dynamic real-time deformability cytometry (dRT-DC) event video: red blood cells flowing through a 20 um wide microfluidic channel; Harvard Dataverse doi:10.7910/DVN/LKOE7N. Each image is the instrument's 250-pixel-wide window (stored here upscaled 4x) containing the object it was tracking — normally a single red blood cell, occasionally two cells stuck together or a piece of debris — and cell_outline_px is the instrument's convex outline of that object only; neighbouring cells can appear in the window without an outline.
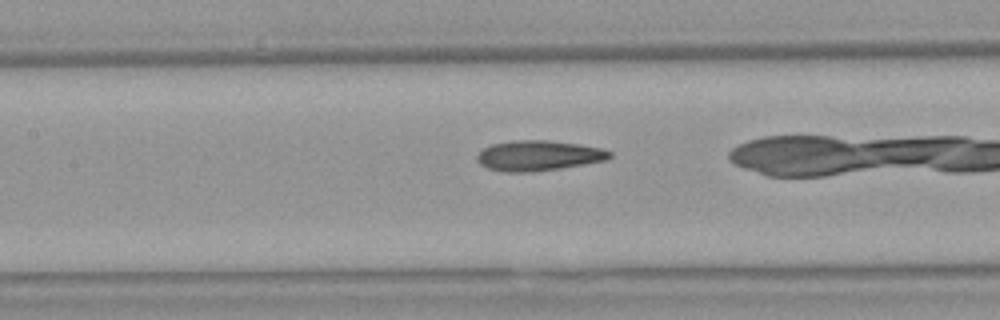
{"species": "Egyptian fruit bat (a non-hibernating species)", "species_latin": "Rousettus aegyptiacus", "temperature_condition": "warm", "stored_images_in_passage": 30, "camera_frame_rate_fps": 3000, "um_per_image_px": 0.085, "animal": {"sex": "female"}, "frame": {"image": 1, "passage_image": 13, "time_ms": 4.0, "image_size_px": [1000, 320], "cell_outline_px": [[612, 156], [608, 160], [560, 168], [532, 172], [504, 172], [488, 168], [480, 164], [476, 160], [476, 156], [484, 148], [492, 144], [512, 140], [548, 140], [576, 144], [600, 148], [612, 152]], "centroid_in_image_um": [45.76, 13.23], "position_along_channel_um": 161.6, "area_um2": 23.35}}
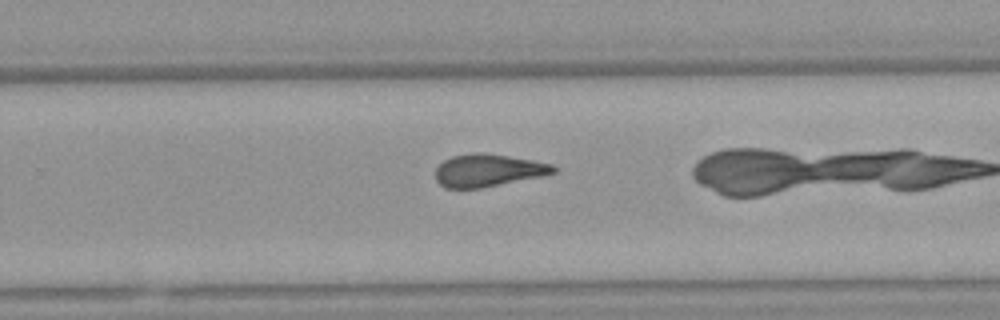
{"frame": {"image": 2, "passage_image": 23, "time_ms": 7.333, "image_size_px": [1000, 320], "cell_outline_px": [[556, 172], [540, 176], [484, 188], [444, 188], [436, 180], [436, 168], [444, 160], [452, 156], [476, 152], [480, 152], [508, 156], [532, 160], [552, 164], [556, 168]], "centroid_in_image_um": [41.46, 14.49], "position_along_channel_um": 288.3, "area_um2": 22.25}}
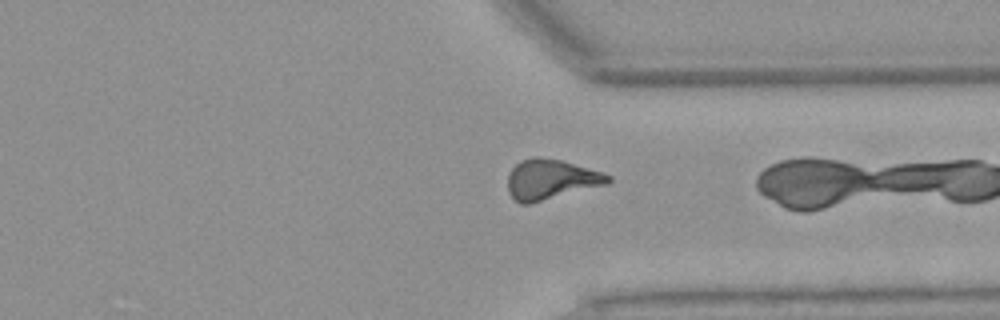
{"frame": {"image": 3, "passage_image": 29, "time_ms": 9.333, "image_size_px": [1000, 320], "cell_outline_px": [[612, 180], [608, 184], [532, 204], [520, 204], [508, 192], [508, 172], [520, 160], [532, 156], [536, 156], [560, 160], [588, 168], [612, 176]], "centroid_in_image_um": [46.8, 15.26], "position_along_channel_um": 364.6, "area_um2": 23.64}}